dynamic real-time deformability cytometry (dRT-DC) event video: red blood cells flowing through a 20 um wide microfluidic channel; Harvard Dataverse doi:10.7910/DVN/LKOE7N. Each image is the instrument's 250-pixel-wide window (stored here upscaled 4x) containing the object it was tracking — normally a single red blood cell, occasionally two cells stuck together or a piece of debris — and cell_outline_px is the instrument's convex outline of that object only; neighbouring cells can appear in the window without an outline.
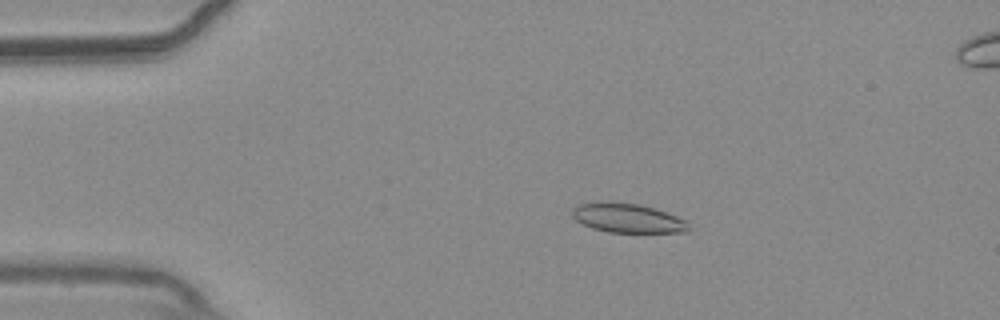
{"species": "common noctule bat (a hibernating species)", "species_latin": "Nyctalus noctula", "temperature_condition": "warm", "stored_images_in_passage": 56, "segment_of_instrument_passage": [1, 2], "camera_frame_rate_fps": 3000, "um_per_image_px": 0.085, "animal": {"sex": "male", "body_mass_g": 20.4}, "frame": {"image": 1, "passage_image": 11, "time_ms": 3.333, "image_size_px": [1000, 320], "cell_outline_px": [[688, 232], [608, 232], [592, 228], [576, 220], [572, 216], [572, 208], [580, 204], [596, 200], [608, 200], [640, 204], [656, 208], [688, 220]], "centroid_in_image_um": [53.33, 18.5], "position_along_channel_um": 31.7, "area_um2": 20.29}}
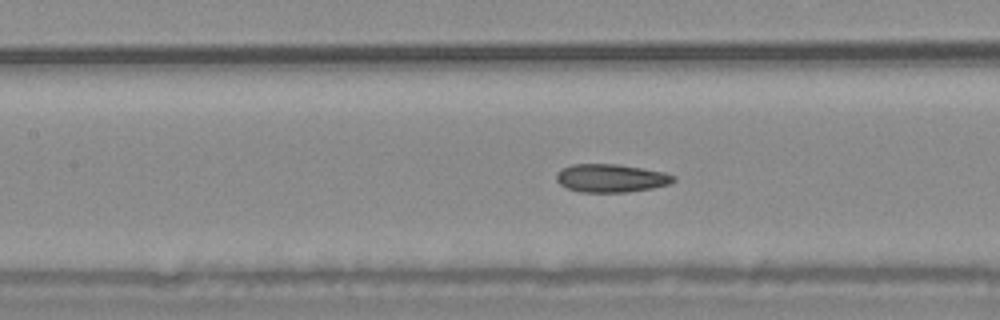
{"frame": {"image": 2, "passage_image": 25, "time_ms": 8.0, "image_size_px": [1000, 320], "cell_outline_px": [[676, 180], [668, 184], [652, 188], [628, 192], [580, 192], [568, 188], [560, 184], [556, 180], [556, 172], [572, 164], [616, 164], [644, 168], [664, 172], [676, 176]], "centroid_in_image_um": [51.94, 15.14], "position_along_channel_um": 155.5, "area_um2": 19.25}}
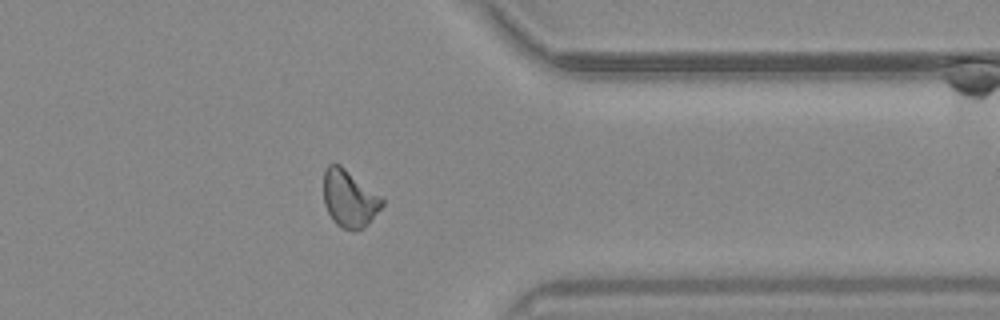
{"frame": {"image": 3, "passage_image": 44, "time_ms": 14.333, "image_size_px": [1000, 320], "cell_outline_px": [[384, 204], [368, 224], [364, 228], [352, 232], [340, 228], [332, 220], [324, 204], [324, 168], [328, 164], [340, 164], [380, 196], [384, 200]], "centroid_in_image_um": [29.68, 16.91], "position_along_channel_um": 381.7, "area_um2": 19.59}}